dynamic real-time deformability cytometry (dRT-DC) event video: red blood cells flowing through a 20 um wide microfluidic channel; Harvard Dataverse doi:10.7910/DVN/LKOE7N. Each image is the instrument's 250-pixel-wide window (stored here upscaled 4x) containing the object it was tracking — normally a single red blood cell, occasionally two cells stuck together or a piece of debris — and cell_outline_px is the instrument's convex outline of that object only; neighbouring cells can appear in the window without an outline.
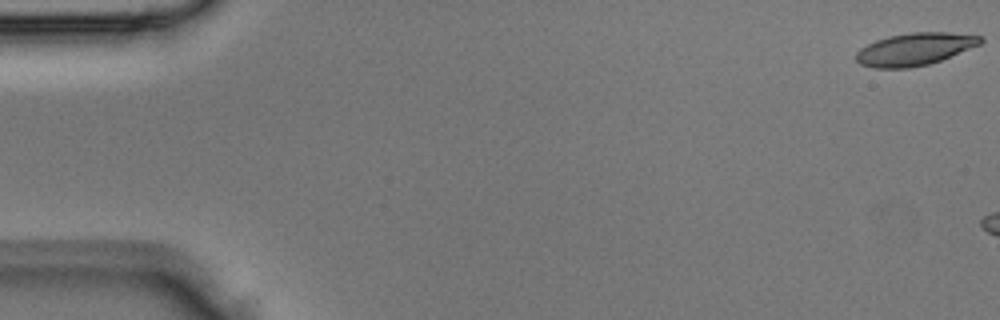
{"species": "Egyptian fruit bat (a non-hibernating species)", "species_latin": "Rousettus aegyptiacus", "temperature_condition": "room temperature", "stored_images_in_passage": 5, "camera_frame_rate_fps": 3000, "um_per_image_px": 0.085, "animal": {"sex": "male"}, "frame": {"image": 1, "passage_image": 1, "time_ms": 0.0, "image_size_px": [1000, 320], "cell_outline_px": [[984, 40], [980, 44], [940, 60], [928, 64], [908, 68], [876, 68], [860, 64], [856, 60], [856, 52], [860, 48], [876, 40], [888, 36], [912, 32], [948, 32], [984, 36]], "centroid_in_image_um": [77.75, 4.17], "position_along_channel_um": 7.3, "area_um2": 23.41}}
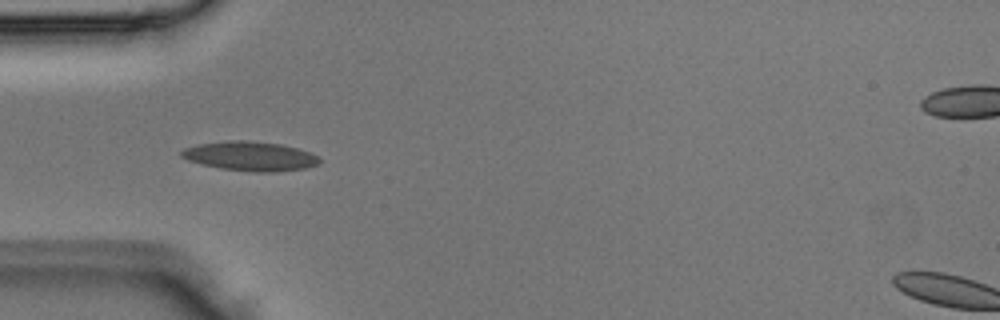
{"frame": {"image": 2, "passage_image": 5, "time_ms": 1.333, "image_size_px": [1000, 320], "cell_outline_px": [[320, 160], [316, 164], [304, 168], [268, 172], [256, 172], [220, 168], [188, 160], [180, 156], [180, 152], [184, 148], [200, 144], [228, 140], [244, 140], [280, 144], [312, 152]], "centroid_in_image_um": [21.24, 13.26], "position_along_channel_um": 63.8, "area_um2": 23.18}}